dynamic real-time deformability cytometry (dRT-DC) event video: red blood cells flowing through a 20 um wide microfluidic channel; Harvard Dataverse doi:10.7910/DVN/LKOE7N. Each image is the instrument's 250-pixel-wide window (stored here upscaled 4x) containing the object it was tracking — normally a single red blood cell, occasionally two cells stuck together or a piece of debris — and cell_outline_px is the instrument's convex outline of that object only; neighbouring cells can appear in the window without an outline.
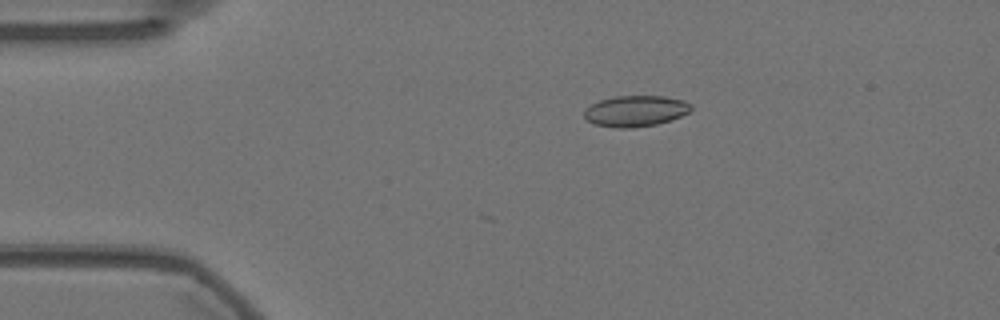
{"species": "Egyptian fruit bat (a non-hibernating species)", "species_latin": "Rousettus aegyptiacus", "temperature_condition": "warm", "stored_images_in_passage": 14, "camera_frame_rate_fps": 3000, "um_per_image_px": 0.085, "animal": {"sex": "female"}, "frame": {"image": 1, "passage_image": 11, "time_ms": 3.333, "image_size_px": [1000, 320], "cell_outline_px": [[692, 108], [688, 112], [680, 116], [656, 124], [628, 128], [616, 128], [592, 124], [584, 116], [584, 112], [592, 104], [600, 100], [612, 96], [664, 96], [684, 100], [692, 104]], "centroid_in_image_um": [54.01, 9.43], "position_along_channel_um": 31.0, "area_um2": 19.19}}